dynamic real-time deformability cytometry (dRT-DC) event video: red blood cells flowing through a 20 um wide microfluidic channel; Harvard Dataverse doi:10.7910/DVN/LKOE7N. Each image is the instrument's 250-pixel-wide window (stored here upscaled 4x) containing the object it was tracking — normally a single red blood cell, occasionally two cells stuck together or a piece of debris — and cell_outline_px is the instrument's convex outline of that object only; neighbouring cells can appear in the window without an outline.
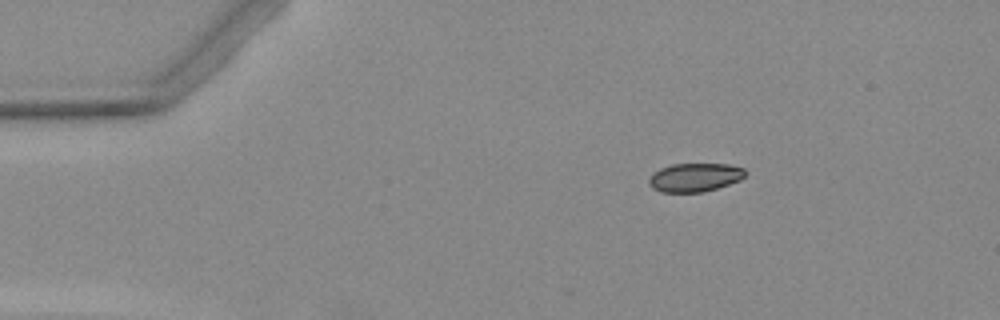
{"species": "Egyptian fruit bat (a non-hibernating species)", "species_latin": "Rousettus aegyptiacus", "temperature_condition": "warm", "stored_images_in_passage": 3, "camera_frame_rate_fps": 3000, "um_per_image_px": 0.085, "animal": {"sex": "female"}, "frame": {"image": 1, "passage_image": 1, "time_ms": 0.0, "image_size_px": [1000, 320], "cell_outline_px": [[748, 172], [740, 180], [704, 192], [660, 192], [652, 188], [648, 184], [648, 180], [660, 168], [672, 164], [728, 164], [744, 168]], "centroid_in_image_um": [59.07, 15.08], "position_along_channel_um": 25.9, "area_um2": 16.01}}